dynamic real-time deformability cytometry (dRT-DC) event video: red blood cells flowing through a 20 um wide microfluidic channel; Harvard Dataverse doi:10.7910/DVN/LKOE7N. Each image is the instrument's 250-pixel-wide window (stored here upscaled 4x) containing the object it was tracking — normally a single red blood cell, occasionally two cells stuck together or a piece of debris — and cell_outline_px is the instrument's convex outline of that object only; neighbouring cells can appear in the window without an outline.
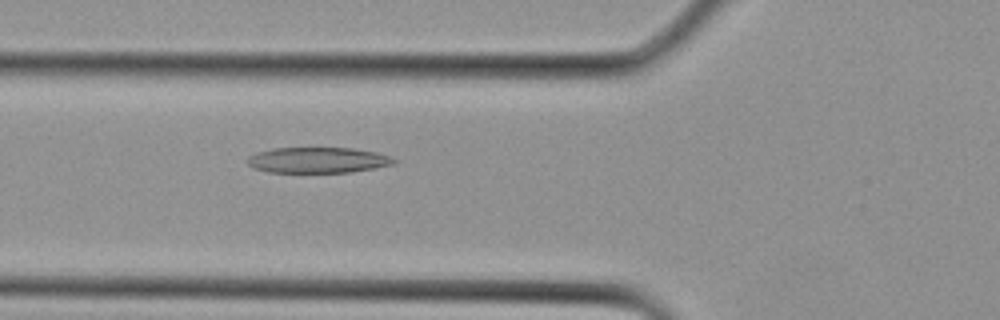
{"species": "Egyptian fruit bat (a non-hibernating species)", "species_latin": "Rousettus aegyptiacus", "temperature_condition": "cold", "stored_images_in_passage": 11, "camera_frame_rate_fps": 3000, "um_per_image_px": 0.085, "animal": {"sex": "female"}, "frame": {"image": 1, "passage_image": 11, "time_ms": 3.333, "image_size_px": [1000, 320], "cell_outline_px": [[400, 160], [396, 164], [376, 168], [352, 172], [268, 172], [252, 168], [244, 160], [248, 156], [256, 152], [272, 148], [352, 148], [376, 152], [392, 156]], "centroid_in_image_um": [27.04, 13.61], "position_along_channel_um": 98.8, "area_um2": 22.37}}